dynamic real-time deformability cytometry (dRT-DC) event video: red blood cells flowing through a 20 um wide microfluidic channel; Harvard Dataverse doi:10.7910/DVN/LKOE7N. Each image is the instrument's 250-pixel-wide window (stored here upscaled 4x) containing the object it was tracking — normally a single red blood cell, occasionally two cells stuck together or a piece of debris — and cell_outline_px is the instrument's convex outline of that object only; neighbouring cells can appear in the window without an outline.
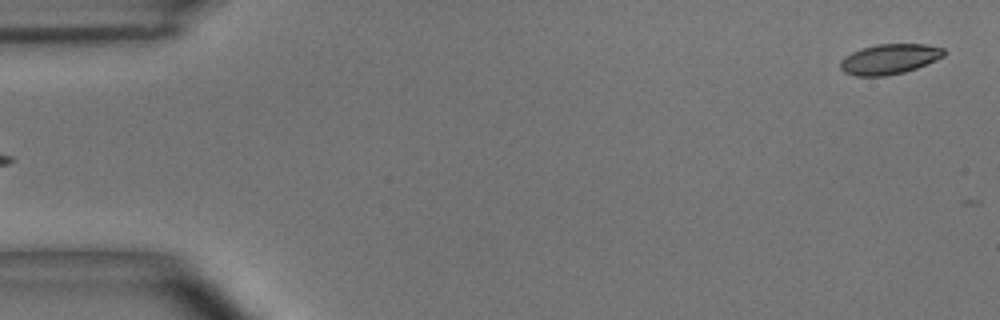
{"species": "common noctule bat (a hibernating species)", "species_latin": "Nyctalus noctula", "temperature_condition": "room temperature", "stored_images_in_passage": 5, "segment_of_instrument_passage": [2, 2], "camera_frame_rate_fps": 3000, "um_per_image_px": 0.085, "animal": {"sex": "male", "body_mass_g": 15.6}, "frame": {"image": 1, "passage_image": 5, "time_ms": 1.333, "image_size_px": [1000, 320], "cell_outline_px": [[944, 56], [916, 68], [904, 72], [884, 76], [856, 76], [844, 72], [840, 68], [840, 60], [844, 56], [860, 48], [876, 44], [924, 44], [944, 48]], "centroid_in_image_um": [75.56, 5.02], "position_along_channel_um": 9.4, "area_um2": 18.21}}